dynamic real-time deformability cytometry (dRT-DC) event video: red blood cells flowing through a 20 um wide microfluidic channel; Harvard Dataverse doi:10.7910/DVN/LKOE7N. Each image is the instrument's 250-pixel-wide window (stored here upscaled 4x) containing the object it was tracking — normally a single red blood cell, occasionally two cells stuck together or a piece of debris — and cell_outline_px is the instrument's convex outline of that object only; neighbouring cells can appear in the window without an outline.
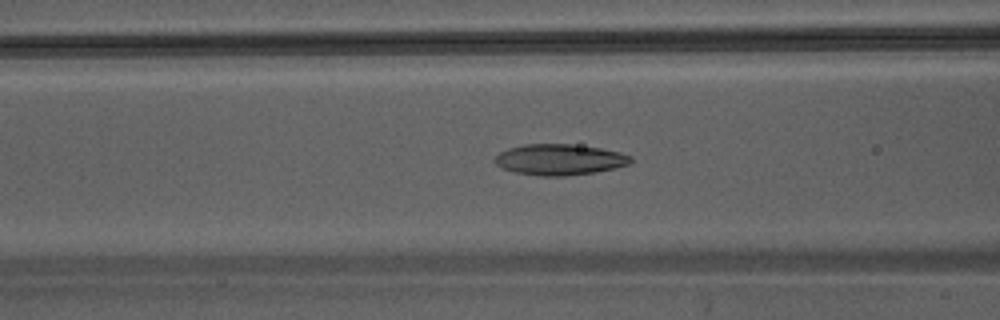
{"species": "Egyptian fruit bat (a non-hibernating species)", "species_latin": "Rousettus aegyptiacus", "temperature_condition": "warm", "stored_images_in_passage": 44, "camera_frame_rate_fps": 3000, "um_per_image_px": 0.085, "animal": {"sex": "male"}, "frame": {"image": 1, "passage_image": 18, "time_ms": 5.667, "image_size_px": [1000, 320], "cell_outline_px": [[632, 160], [628, 164], [596, 172], [568, 176], [540, 176], [516, 172], [500, 168], [492, 160], [500, 152], [508, 148], [524, 144], [572, 144], [600, 148], [620, 152], [632, 156]], "centroid_in_image_um": [47.53, 13.56], "position_along_channel_um": 119.1, "area_um2": 24.57}}
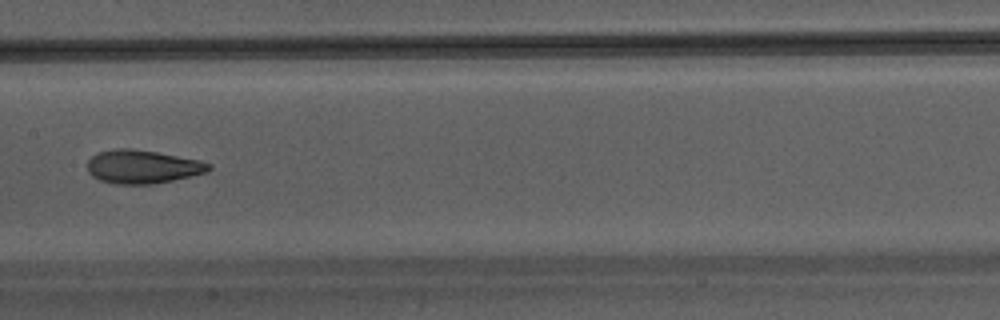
{"frame": {"image": 2, "passage_image": 23, "time_ms": 7.333, "image_size_px": [1000, 320], "cell_outline_px": [[212, 168], [208, 172], [172, 180], [148, 184], [112, 184], [100, 180], [92, 176], [88, 172], [88, 160], [92, 156], [100, 152], [116, 148], [128, 148], [156, 152], [200, 160], [212, 164]], "centroid_in_image_um": [12.12, 14.17], "position_along_channel_um": 195.3, "area_um2": 23.58}}
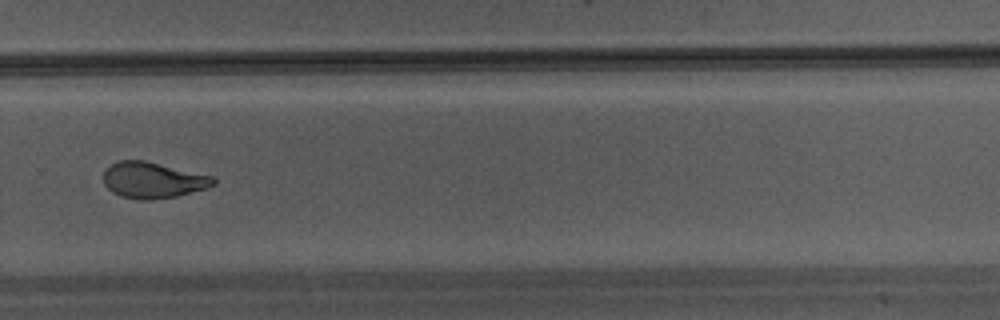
{"frame": {"image": 3, "passage_image": 31, "time_ms": 10.0, "image_size_px": [1000, 320], "cell_outline_px": [[216, 184], [208, 188], [176, 196], [148, 200], [140, 200], [120, 196], [112, 192], [104, 184], [104, 172], [112, 164], [120, 160], [144, 160], [212, 176], [216, 180]], "centroid_in_image_um": [13.0, 15.32], "position_along_channel_um": 316.8, "area_um2": 22.95}}